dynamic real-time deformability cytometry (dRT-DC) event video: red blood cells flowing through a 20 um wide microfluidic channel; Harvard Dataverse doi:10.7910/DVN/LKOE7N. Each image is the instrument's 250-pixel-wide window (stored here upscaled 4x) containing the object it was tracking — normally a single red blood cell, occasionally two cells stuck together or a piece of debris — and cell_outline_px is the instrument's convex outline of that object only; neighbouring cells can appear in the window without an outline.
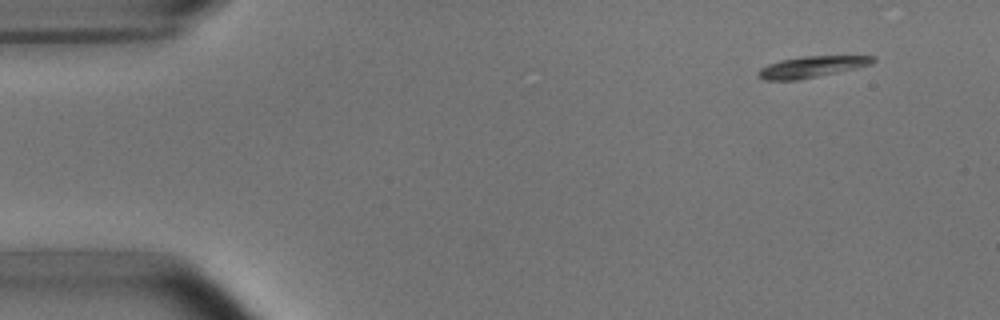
{"species": "common noctule bat (a hibernating species)", "species_latin": "Nyctalus noctula", "temperature_condition": "room temperature", "stored_images_in_passage": 4, "camera_frame_rate_fps": 3000, "um_per_image_px": 0.085, "animal": {"sex": "male", "body_mass_g": 15.6}, "frame": {"image": 1, "passage_image": 1, "time_ms": 0.0, "image_size_px": [1000, 320], "cell_outline_px": [[876, 60], [872, 64], [856, 68], [796, 80], [764, 80], [756, 76], [756, 72], [760, 68], [768, 64], [780, 60], [804, 56], [876, 56]], "centroid_in_image_um": [68.95, 5.68], "position_along_channel_um": 16.1, "area_um2": 14.1}}